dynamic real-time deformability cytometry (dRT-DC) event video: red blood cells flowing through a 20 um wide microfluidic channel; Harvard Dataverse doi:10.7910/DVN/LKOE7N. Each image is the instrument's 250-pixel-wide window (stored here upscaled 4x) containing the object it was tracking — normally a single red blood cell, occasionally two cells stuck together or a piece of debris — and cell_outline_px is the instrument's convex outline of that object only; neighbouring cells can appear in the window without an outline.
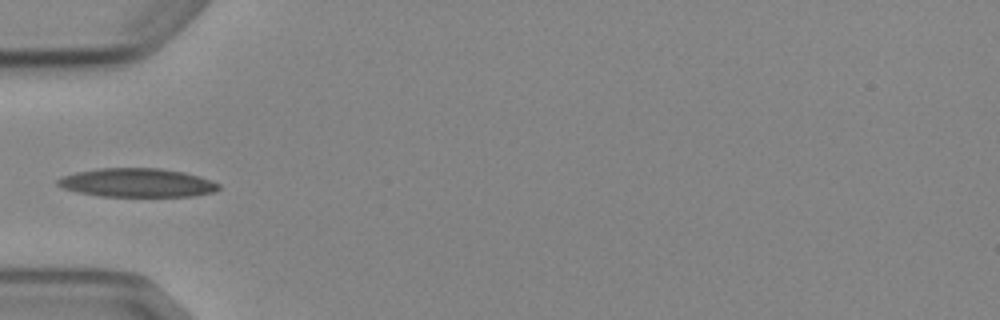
{"species": "Egyptian fruit bat (a non-hibernating species)", "species_latin": "Rousettus aegyptiacus", "temperature_condition": "cold", "stored_images_in_passage": 6, "camera_frame_rate_fps": 3000, "um_per_image_px": 0.085, "animal": {"sex": "female"}, "frame": {"image": 1, "passage_image": 6, "time_ms": 5.667, "image_size_px": [1000, 320], "cell_outline_px": [[220, 188], [212, 192], [192, 196], [100, 196], [76, 192], [64, 188], [56, 184], [56, 180], [60, 176], [76, 172], [100, 168], [160, 168], [184, 172], [200, 176], [212, 180], [220, 184]], "centroid_in_image_um": [11.64, 15.52], "position_along_channel_um": 73.4, "area_um2": 27.05}}